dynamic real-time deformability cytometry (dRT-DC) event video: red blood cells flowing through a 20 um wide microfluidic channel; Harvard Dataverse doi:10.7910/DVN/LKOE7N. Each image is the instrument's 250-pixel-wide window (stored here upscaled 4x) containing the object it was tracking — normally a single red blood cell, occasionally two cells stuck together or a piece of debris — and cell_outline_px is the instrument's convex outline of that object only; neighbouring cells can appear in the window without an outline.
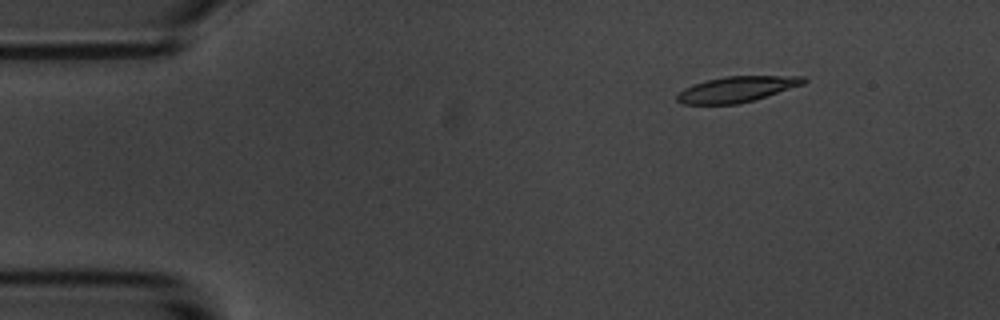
{"species": "common noctule bat (a hibernating species)", "species_latin": "Nyctalus noctula", "temperature_condition": "room temperature", "stored_images_in_passage": 42, "camera_frame_rate_fps": 3000, "um_per_image_px": 0.085, "animal": {"sex": "male", "body_mass_g": 20.1, "forearm_length_mm": 53.5}, "frame": {"image": 1, "passage_image": 2, "time_ms": 0.333, "image_size_px": [1000, 320], "cell_outline_px": [[808, 80], [804, 84], [752, 100], [736, 104], [680, 104], [676, 100], [676, 96], [684, 88], [708, 80], [724, 76], [804, 76]], "centroid_in_image_um": [62.62, 7.58], "position_along_channel_um": 22.4, "area_um2": 18.67}}
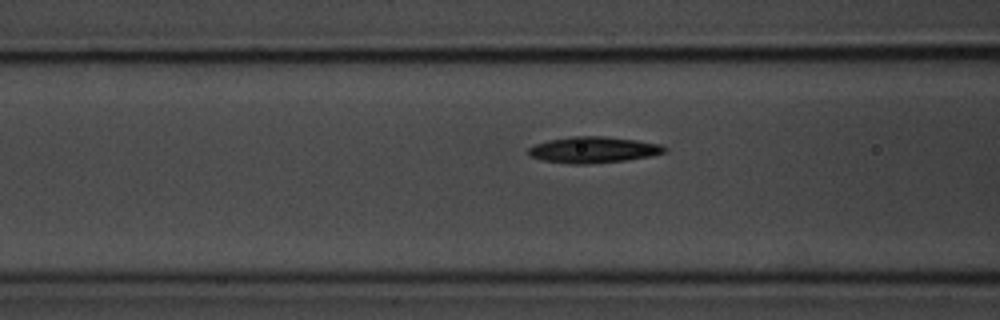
{"frame": {"image": 2, "passage_image": 16, "time_ms": 5.0, "image_size_px": [1000, 320], "cell_outline_px": [[668, 152], [652, 156], [624, 160], [588, 164], [572, 164], [544, 160], [528, 156], [528, 148], [536, 144], [548, 140], [572, 136], [604, 136], [636, 140], [660, 144], [668, 148]], "centroid_in_image_um": [50.46, 12.73], "position_along_channel_um": 116.1, "area_um2": 20.81}}
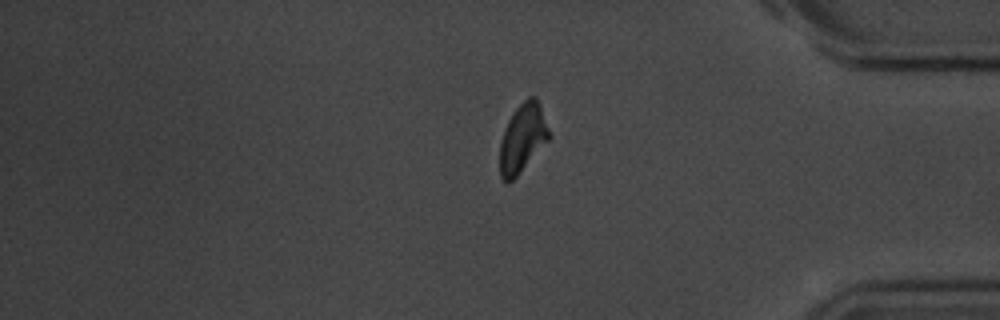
{"frame": {"image": 3, "passage_image": 41, "time_ms": 13.333, "image_size_px": [1000, 320], "cell_outline_px": [[552, 136], [516, 176], [508, 184], [500, 176], [500, 144], [504, 128], [512, 112], [528, 96], [536, 96], [540, 104]], "centroid_in_image_um": [44.43, 11.7], "position_along_channel_um": 390.8, "area_um2": 19.65}, "authors_computed_cell_mechanics": {"area_um2": 19.9699, "velocity_mm_per_s": 3.5772, "shape_relaxation_time_tau1_ms": 3.3955, "shape_relaxation_time_tau2_ms": 7.4962, "deformation_change_tau1": 0.1278, "deformation_change_tau2": 0.1267}}